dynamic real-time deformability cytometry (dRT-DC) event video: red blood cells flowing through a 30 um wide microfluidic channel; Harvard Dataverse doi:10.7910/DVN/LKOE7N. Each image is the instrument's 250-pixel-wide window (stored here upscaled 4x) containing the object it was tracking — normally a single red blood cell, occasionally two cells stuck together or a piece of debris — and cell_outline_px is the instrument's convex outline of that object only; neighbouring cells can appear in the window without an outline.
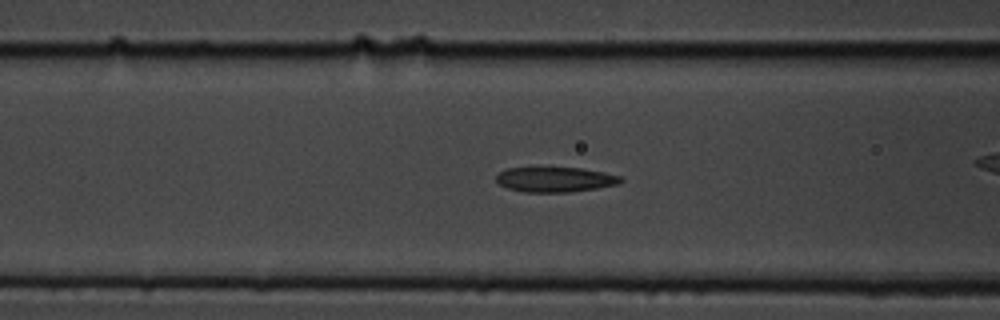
{"species": "common noctule bat (a hibernating species)", "species_latin": "Nyctalus noctula", "temperature_condition": "cold", "stored_images_in_passage": 56, "camera_frame_rate_fps": 3000, "um_per_image_px": 0.085, "animal": {"sex": "male", "body_mass_g": 19.5, "forearm_length_mm": 54.6}, "frame": {"image": 1, "passage_image": 22, "time_ms": 7.0, "image_size_px": [1000, 320], "cell_outline_px": [[624, 180], [620, 184], [596, 188], [568, 192], [524, 192], [508, 188], [500, 184], [496, 180], [496, 176], [500, 172], [508, 168], [580, 168], [604, 172], [620, 176]], "centroid_in_image_um": [47.21, 15.26], "position_along_channel_um": 119.4, "area_um2": 17.98}}
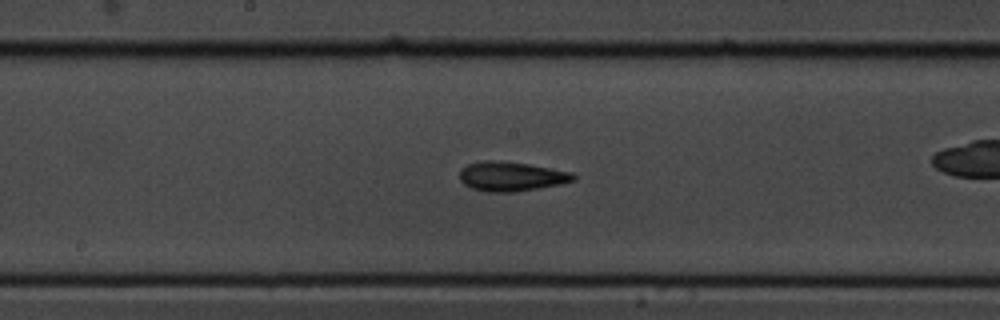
{"frame": {"image": 2, "passage_image": 29, "time_ms": 9.333, "image_size_px": [1000, 320], "cell_outline_px": [[576, 180], [560, 184], [516, 192], [488, 192], [472, 188], [464, 184], [460, 180], [460, 172], [468, 164], [484, 160], [492, 160], [528, 164], [552, 168], [572, 172], [576, 176]], "centroid_in_image_um": [43.48, 15.0], "position_along_channel_um": 204.7, "area_um2": 19.42}}
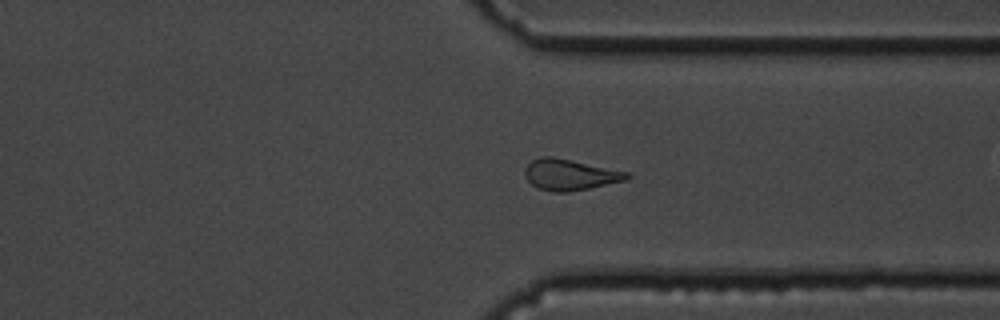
{"frame": {"image": 3, "passage_image": 42, "time_ms": 13.667, "image_size_px": [1000, 320], "cell_outline_px": [[632, 176], [628, 180], [568, 192], [552, 192], [536, 188], [524, 176], [524, 168], [532, 160], [540, 156], [552, 156], [632, 172]], "centroid_in_image_um": [48.47, 14.84], "position_along_channel_um": 362.9, "area_um2": 18.79}, "authors_computed_cell_mechanics": {"area_um2": 18.9584, "velocity_mm_per_s": 3.6505, "shape_relaxation_time_tau1_ms": 5.2691, "shape_relaxation_time_tau2_ms": 4.9064, "deformation_change_tau1": 0.1427, "deformation_change_tau2": 0.1321}}